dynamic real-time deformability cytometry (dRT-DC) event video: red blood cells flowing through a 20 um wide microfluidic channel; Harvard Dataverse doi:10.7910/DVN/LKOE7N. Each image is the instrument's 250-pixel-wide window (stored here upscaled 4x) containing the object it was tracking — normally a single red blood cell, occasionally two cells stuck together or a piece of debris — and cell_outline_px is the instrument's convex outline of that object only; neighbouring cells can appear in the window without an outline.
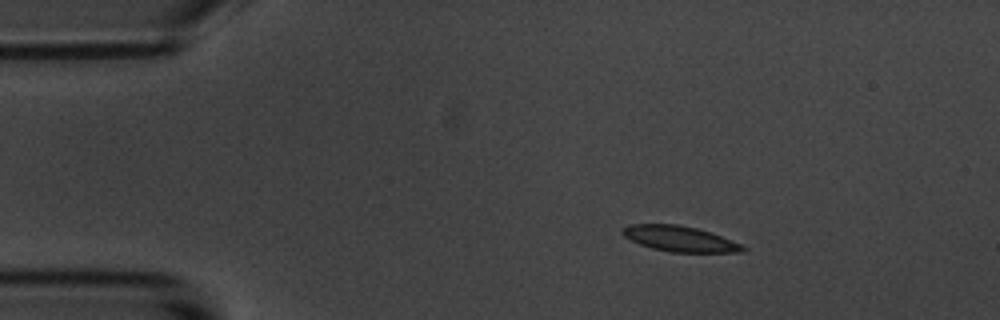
{"species": "common noctule bat (a hibernating species)", "species_latin": "Nyctalus noctula", "temperature_condition": "room temperature", "stored_images_in_passage": 48, "camera_frame_rate_fps": 3000, "um_per_image_px": 0.085, "animal": {"sex": "male", "body_mass_g": 20.1, "forearm_length_mm": 53.5}, "frame": {"image": 1, "passage_image": 1, "time_ms": 0.0, "image_size_px": [1000, 320], "cell_outline_px": [[748, 248], [744, 252], [672, 252], [652, 248], [640, 244], [624, 236], [620, 232], [620, 228], [628, 224], [676, 224], [696, 228], [720, 236], [740, 244]], "centroid_in_image_um": [57.73, 20.29], "position_along_channel_um": 27.3, "area_um2": 17.74}}
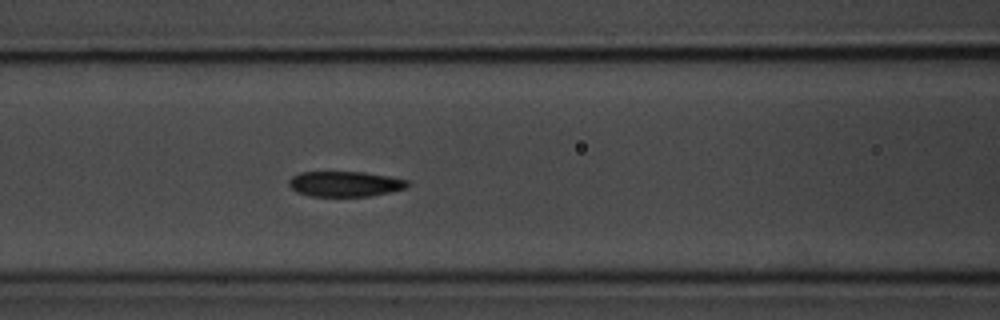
{"frame": {"image": 2, "passage_image": 15, "time_ms": 4.667, "image_size_px": [1000, 320], "cell_outline_px": [[412, 184], [408, 188], [368, 196], [312, 196], [296, 192], [288, 184], [288, 180], [292, 176], [300, 172], [364, 172], [392, 176], [408, 180]], "centroid_in_image_um": [29.37, 15.62], "position_along_channel_um": 137.2, "area_um2": 17.69}}
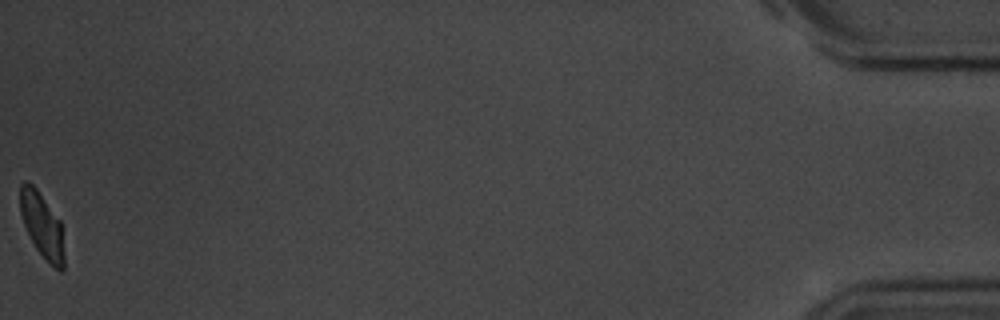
{"frame": {"image": 3, "passage_image": 48, "time_ms": 15.667, "image_size_px": [1000, 320], "cell_outline_px": [[64, 268], [60, 272], [36, 248], [24, 224], [20, 212], [20, 184], [24, 180], [28, 180], [36, 188], [60, 220], [64, 252]], "centroid_in_image_um": [3.57, 19.1], "position_along_channel_um": 431.6, "area_um2": 16.36}, "authors_computed_cell_mechanics": {"area_um2": 18.3226, "velocity_mm_per_s": 3.5832, "shape_relaxation_time_tau1_ms": 4.009, "shape_relaxation_time_tau2_ms": 5.9065, "deformation_change_tau1": 0.1386, "deformation_change_tau2": 0.1018}}